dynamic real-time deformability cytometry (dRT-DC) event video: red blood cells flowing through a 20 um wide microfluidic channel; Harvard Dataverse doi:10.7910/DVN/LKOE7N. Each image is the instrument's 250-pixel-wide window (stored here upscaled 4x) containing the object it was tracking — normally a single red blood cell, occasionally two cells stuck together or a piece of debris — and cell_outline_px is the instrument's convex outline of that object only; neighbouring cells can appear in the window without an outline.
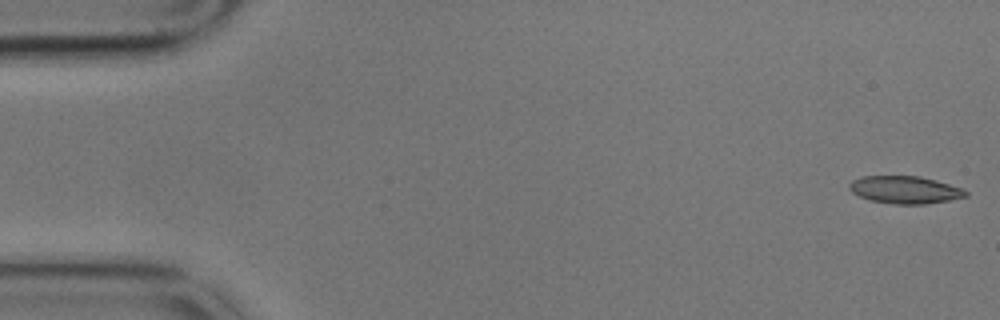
{"species": "common noctule bat (a hibernating species)", "species_latin": "Nyctalus noctula", "temperature_condition": "cold", "stored_images_in_passage": 57, "camera_frame_rate_fps": 3000, "um_per_image_px": 0.085, "animal": {"sex": "male", "body_mass_g": 17.9}, "frame": {"image": 1, "passage_image": 1, "time_ms": 0.0, "image_size_px": [1000, 320], "cell_outline_px": [[968, 196], [948, 200], [924, 204], [896, 204], [872, 200], [860, 196], [852, 192], [848, 188], [848, 184], [852, 180], [860, 176], [920, 176], [936, 180], [964, 188], [968, 192]], "centroid_in_image_um": [76.93, 16.12], "position_along_channel_um": 8.1, "area_um2": 18.67}}
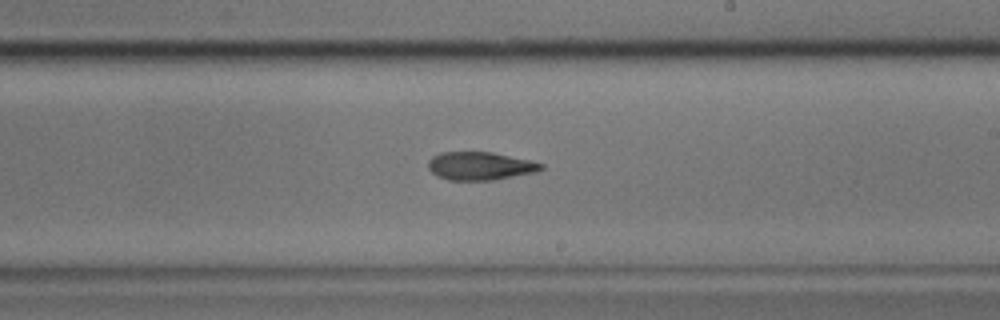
{"frame": {"image": 2, "passage_image": 33, "time_ms": 10.667, "image_size_px": [1000, 320], "cell_outline_px": [[544, 168], [536, 172], [492, 180], [448, 180], [436, 176], [428, 168], [428, 160], [432, 156], [440, 152], [492, 152], [528, 160], [544, 164]], "centroid_in_image_um": [40.77, 14.11], "position_along_channel_um": 248.2, "area_um2": 18.5}}
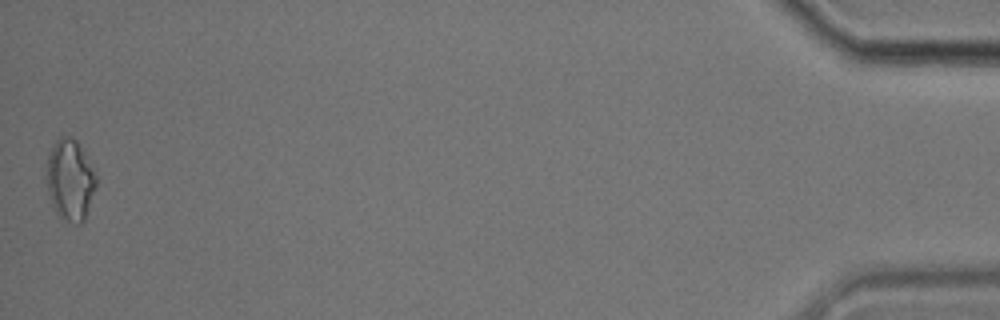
{"frame": {"image": 3, "passage_image": 57, "time_ms": 18.667, "image_size_px": [1000, 320], "cell_outline_px": [[96, 188], [84, 220], [80, 224], [76, 224], [60, 216], [56, 212], [52, 204], [48, 192], [48, 152], [56, 140], [60, 136], [72, 136], [84, 148], [96, 176]], "centroid_in_image_um": [5.99, 15.24], "position_along_channel_um": 429.2, "area_um2": 23.35}, "authors_computed_cell_mechanics": {"area_um2": 19.1318, "velocity_mm_per_s": 3.4424, "shape_relaxation_time_tau1_ms": null, "shape_relaxation_time_tau2_ms": 6.1156, "deformation_change_tau1": null, "deformation_change_tau2": 0.1464}}